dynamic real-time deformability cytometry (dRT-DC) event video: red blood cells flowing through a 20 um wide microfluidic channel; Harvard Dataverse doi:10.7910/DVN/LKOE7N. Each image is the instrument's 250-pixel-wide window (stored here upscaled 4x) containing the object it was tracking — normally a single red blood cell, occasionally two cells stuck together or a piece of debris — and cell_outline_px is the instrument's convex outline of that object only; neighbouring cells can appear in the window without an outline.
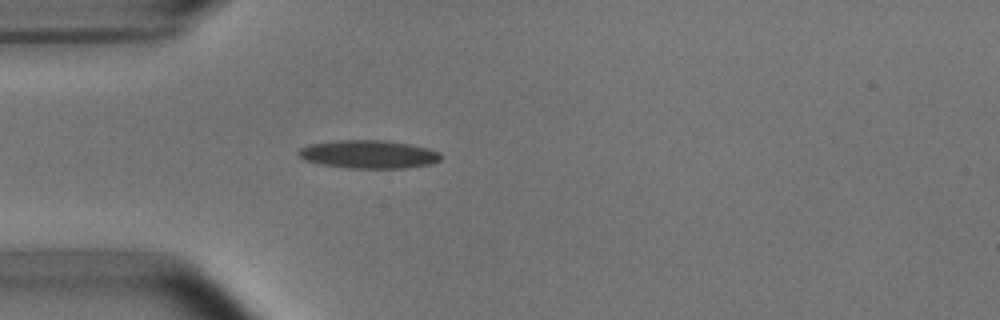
{"species": "common noctule bat (a hibernating species)", "species_latin": "Nyctalus noctula", "temperature_condition": "room temperature", "stored_images_in_passage": 51, "camera_frame_rate_fps": 3000, "um_per_image_px": 0.085, "animal": {"sex": "male", "body_mass_g": 15.6}, "frame": {"image": 1, "passage_image": 14, "time_ms": 4.333, "image_size_px": [1000, 320], "cell_outline_px": [[440, 160], [432, 164], [404, 168], [348, 168], [324, 164], [304, 160], [296, 152], [300, 148], [308, 144], [340, 140], [384, 140], [408, 144], [428, 148], [440, 152]], "centroid_in_image_um": [31.33, 13.11], "position_along_channel_um": 53.7, "area_um2": 23.29}}
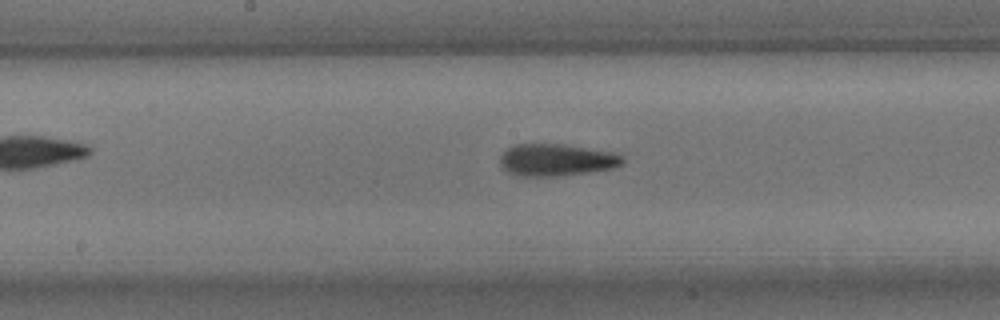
{"frame": {"image": 2, "passage_image": 26, "time_ms": 8.333, "image_size_px": [1000, 320], "cell_outline_px": [[624, 164], [612, 168], [556, 176], [524, 176], [508, 172], [500, 164], [500, 156], [508, 148], [516, 144], [564, 144], [616, 152], [624, 156]], "centroid_in_image_um": [47.33, 13.58], "position_along_channel_um": 200.9, "area_um2": 22.83}}
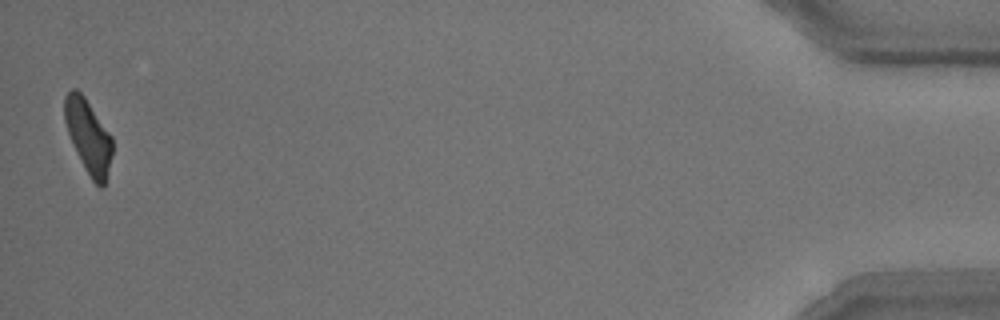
{"frame": {"image": 3, "passage_image": 51, "time_ms": 16.667, "image_size_px": [1000, 320], "cell_outline_px": [[112, 156], [104, 188], [100, 188], [92, 180], [76, 152], [72, 144], [64, 120], [64, 96], [72, 88], [76, 88], [84, 96], [112, 136]], "centroid_in_image_um": [7.51, 11.59], "position_along_channel_um": 427.7, "area_um2": 20.46}, "authors_computed_cell_mechanics": {"area_um2": 21.675, "velocity_mm_per_s": 3.8105, "shape_relaxation_time_tau1_ms": 6.3545, "shape_relaxation_time_tau2_ms": 2.6235, "deformation_change_tau1": 0.2166, "deformation_change_tau2": 0.1236}}